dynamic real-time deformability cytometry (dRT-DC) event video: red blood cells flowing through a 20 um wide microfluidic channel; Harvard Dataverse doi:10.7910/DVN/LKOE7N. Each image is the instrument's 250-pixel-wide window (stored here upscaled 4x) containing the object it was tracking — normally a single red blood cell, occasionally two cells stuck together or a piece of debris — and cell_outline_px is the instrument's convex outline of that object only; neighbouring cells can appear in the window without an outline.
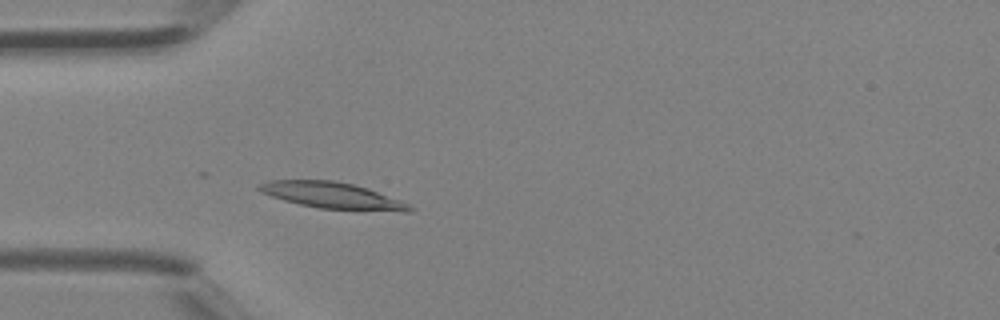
{"species": "Egyptian fruit bat (a non-hibernating species)", "species_latin": "Rousettus aegyptiacus", "temperature_condition": "room temperature", "stored_images_in_passage": 37, "camera_frame_rate_fps": 3000, "um_per_image_px": 0.085, "animal": {"sex": "female"}, "frame": {"image": 1, "passage_image": 8, "time_ms": 2.333, "image_size_px": [1000, 320], "cell_outline_px": [[416, 208], [412, 212], [400, 212], [320, 208], [300, 204], [284, 200], [260, 192], [256, 188], [256, 184], [272, 180], [332, 180], [352, 184], [368, 188], [400, 200]], "centroid_in_image_um": [28.27, 16.62], "position_along_channel_um": 56.7, "area_um2": 23.12}}
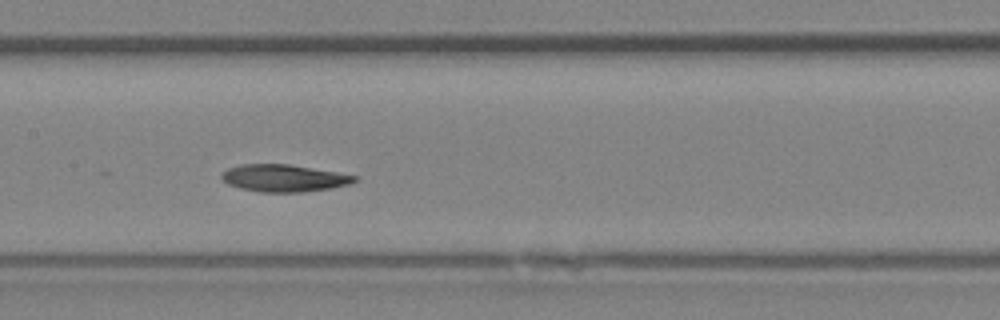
{"frame": {"image": 2, "passage_image": 16, "time_ms": 5.0, "image_size_px": [1000, 320], "cell_outline_px": [[360, 180], [352, 184], [304, 192], [260, 192], [240, 188], [228, 184], [220, 176], [228, 168], [240, 164], [288, 164], [360, 176]], "centroid_in_image_um": [24.18, 15.14], "position_along_channel_um": 183.2, "area_um2": 21.1}}
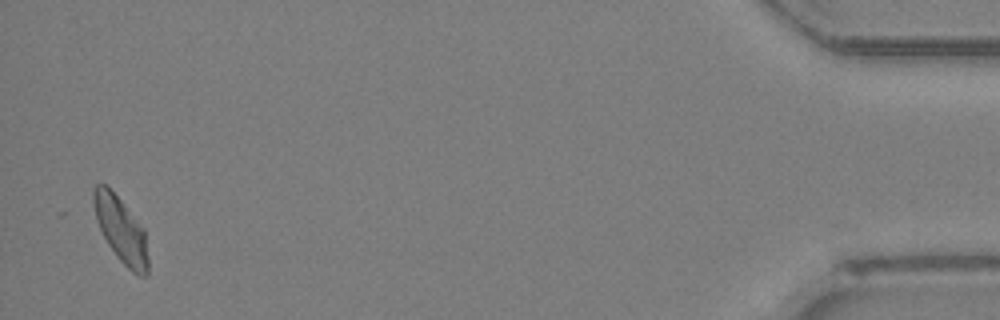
{"frame": {"image": 3, "passage_image": 36, "time_ms": 11.667, "image_size_px": [1000, 320], "cell_outline_px": [[148, 276], [140, 276], [132, 272], [116, 256], [108, 244], [96, 220], [92, 200], [92, 188], [96, 184], [104, 184], [120, 200], [144, 228], [148, 260]], "centroid_in_image_um": [10.27, 19.55], "position_along_channel_um": 424.9, "area_um2": 20.58}}